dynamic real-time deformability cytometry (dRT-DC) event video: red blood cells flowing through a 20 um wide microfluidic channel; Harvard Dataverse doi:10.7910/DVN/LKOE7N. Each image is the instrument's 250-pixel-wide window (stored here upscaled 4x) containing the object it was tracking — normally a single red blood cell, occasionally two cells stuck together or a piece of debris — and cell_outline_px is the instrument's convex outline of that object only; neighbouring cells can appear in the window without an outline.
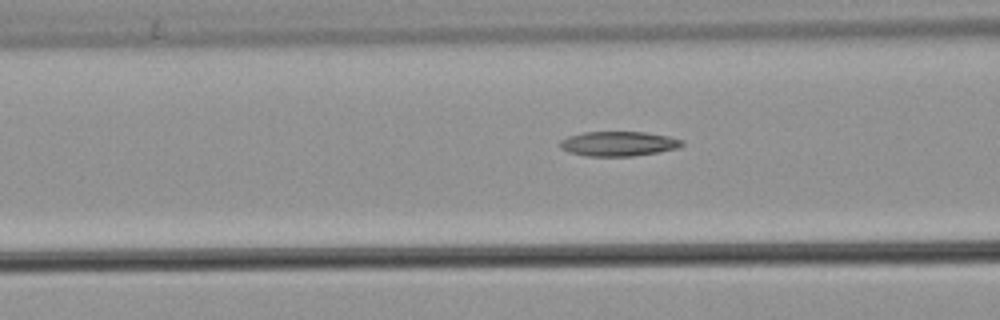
{"species": "common noctule bat (a hibernating species)", "species_latin": "Nyctalus noctula", "temperature_condition": "warm", "stored_images_in_passage": 25, "camera_frame_rate_fps": 3000, "um_per_image_px": 0.085, "animal": {"sex": "male", "body_mass_g": 21.5, "forearm_length_mm": 52.0}, "frame": {"image": 1, "passage_image": 4, "time_ms": 1.0, "image_size_px": [1000, 320], "cell_outline_px": [[684, 144], [676, 148], [656, 152], [632, 156], [588, 156], [568, 152], [560, 148], [560, 140], [568, 136], [584, 132], [644, 132], [668, 136], [684, 140]], "centroid_in_image_um": [52.54, 12.21], "position_along_channel_um": 114.1, "area_um2": 17.46}}